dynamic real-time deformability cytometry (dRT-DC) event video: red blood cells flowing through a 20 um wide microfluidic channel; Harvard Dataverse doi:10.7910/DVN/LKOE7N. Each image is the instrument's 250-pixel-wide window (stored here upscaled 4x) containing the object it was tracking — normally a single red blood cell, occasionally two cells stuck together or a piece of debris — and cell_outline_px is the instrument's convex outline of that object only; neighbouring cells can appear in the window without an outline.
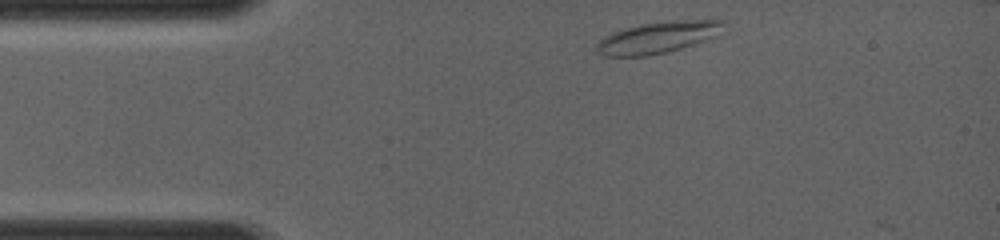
{"species": "common noctule bat (a hibernating species)", "species_latin": "Nyctalus noctula", "temperature_condition": "room temperature", "stored_images_in_passage": 2, "camera_frame_rate_fps": 4000, "um_per_image_px": 0.085, "animal": {"sex": "female", "body_mass_g": 19.0, "forearm_length_mm": 56.7}, "frame": {"image": 1, "passage_image": 1, "time_ms": 0.0, "image_size_px": [1000, 240], "cell_outline_px": [[724, 20], [716, 36], [668, 52], [648, 56], [604, 56], [596, 52], [596, 44], [604, 36], [612, 32], [644, 24], [672, 20]], "centroid_in_image_um": [55.85, 3.2], "position_along_channel_um": 29.2, "area_um2": 22.89}}